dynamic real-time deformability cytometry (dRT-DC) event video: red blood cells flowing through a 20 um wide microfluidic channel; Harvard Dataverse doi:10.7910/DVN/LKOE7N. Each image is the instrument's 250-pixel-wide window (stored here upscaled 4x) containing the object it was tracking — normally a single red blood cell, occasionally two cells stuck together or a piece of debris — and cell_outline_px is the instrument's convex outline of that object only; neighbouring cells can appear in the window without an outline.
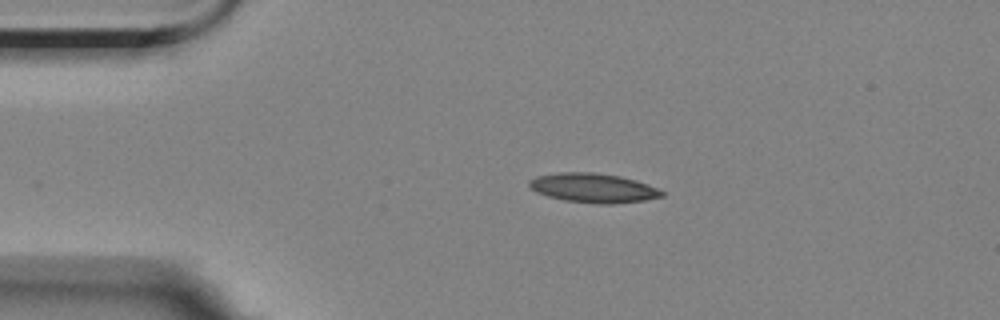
{"species": "Egyptian fruit bat (a non-hibernating species)", "species_latin": "Rousettus aegyptiacus", "temperature_condition": "room temperature", "stored_images_in_passage": 34, "camera_frame_rate_fps": 3000, "um_per_image_px": 0.085, "animal": {"sex": "female"}, "frame": {"image": 1, "passage_image": 1, "time_ms": 0.0, "image_size_px": [1000, 320], "cell_outline_px": [[664, 196], [644, 200], [612, 204], [596, 204], [564, 200], [548, 196], [536, 192], [528, 184], [528, 180], [536, 176], [560, 172], [592, 172], [620, 176], [636, 180], [648, 184], [664, 192]], "centroid_in_image_um": [50.42, 15.97], "position_along_channel_um": 34.6, "area_um2": 22.66}}
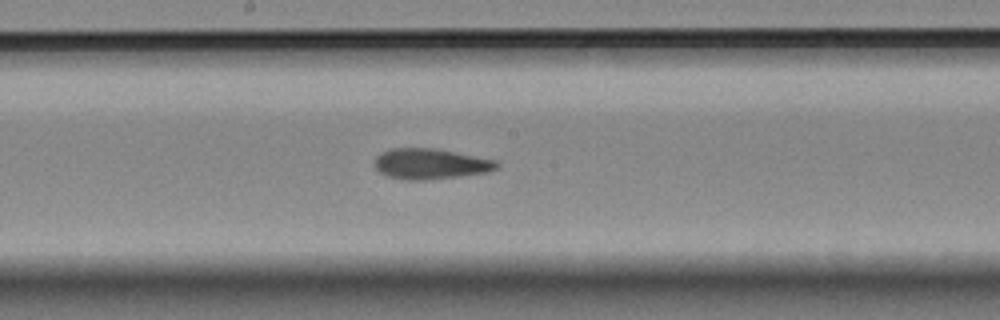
{"frame": {"image": 2, "passage_image": 19, "time_ms": 6.0, "image_size_px": [1000, 320], "cell_outline_px": [[500, 164], [496, 168], [488, 172], [424, 180], [408, 180], [388, 176], [380, 172], [376, 168], [376, 156], [392, 148], [436, 148], [496, 160]], "centroid_in_image_um": [36.61, 13.92], "position_along_channel_um": 211.6, "area_um2": 21.44}}
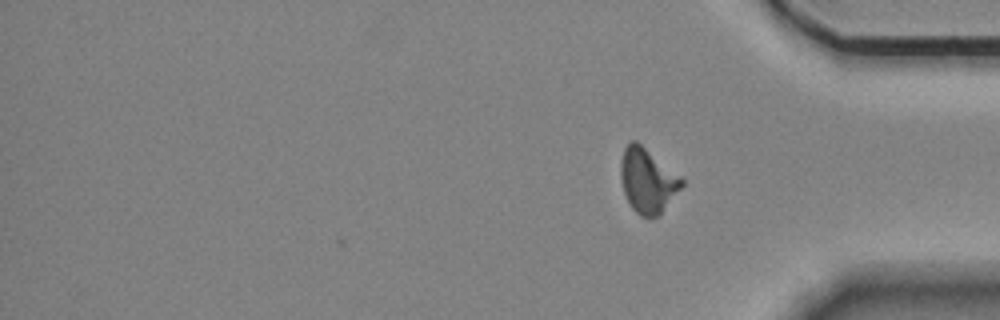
{"frame": {"image": 3, "passage_image": 34, "time_ms": 11.0, "image_size_px": [1000, 320], "cell_outline_px": [[684, 184], [660, 216], [640, 216], [632, 208], [624, 192], [620, 180], [620, 164], [624, 148], [632, 140], [636, 140], [680, 176], [684, 180]], "centroid_in_image_um": [55.04, 15.36], "position_along_channel_um": 380.2, "area_um2": 22.83}, "authors_computed_cell_mechanics": {"area_um2": 21.7906, "velocity_mm_per_s": 3.5315, "shape_relaxation_time_tau1_ms": 11.3447, "shape_relaxation_time_tau2_ms": 2.8934, "deformation_change_tau1": 0.2787, "deformation_change_tau2": 0.1189}}